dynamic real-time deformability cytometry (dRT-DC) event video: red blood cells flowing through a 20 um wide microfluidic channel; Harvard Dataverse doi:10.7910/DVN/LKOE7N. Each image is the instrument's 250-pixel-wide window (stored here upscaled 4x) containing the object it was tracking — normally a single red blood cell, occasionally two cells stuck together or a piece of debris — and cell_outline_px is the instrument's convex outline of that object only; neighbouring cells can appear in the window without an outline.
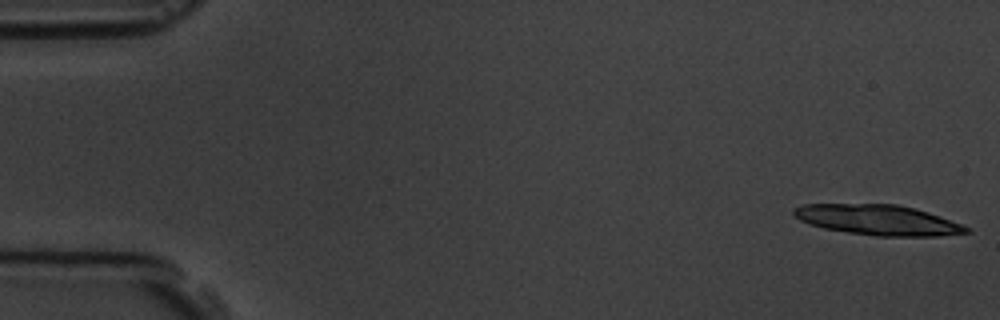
{"species": "common noctule bat (a hibernating species)", "species_latin": "Nyctalus noctula", "temperature_condition": "room temperature", "stored_images_in_passage": 7, "camera_frame_rate_fps": 3000, "um_per_image_px": 0.085, "animal": {"sex": "male", "body_mass_g": 19.5, "forearm_length_mm": 54.6}, "frame": {"image": 1, "passage_image": 1, "time_ms": 0.0, "image_size_px": [1000, 320], "cell_outline_px": [[972, 232], [936, 236], [876, 236], [848, 232], [824, 228], [808, 224], [792, 216], [792, 208], [800, 204], [896, 204], [916, 208], [940, 216], [972, 228]], "centroid_in_image_um": [74.61, 18.69], "position_along_channel_um": 10.4, "area_um2": 30.69}}
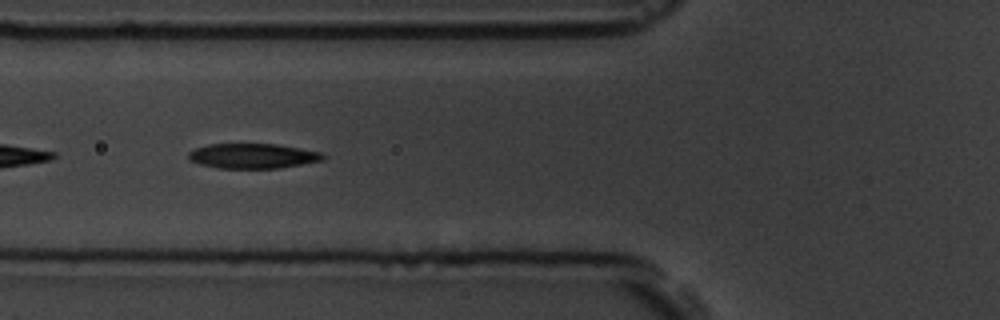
{"frame": {"image": 2, "passage_image": 6, "time_ms": 6.667, "image_size_px": [1000, 320], "cell_outline_px": [[328, 156], [324, 160], [280, 168], [216, 168], [200, 164], [188, 160], [188, 152], [196, 148], [208, 144], [276, 144], [300, 148], [320, 152]], "centroid_in_image_um": [21.49, 13.26], "position_along_channel_um": 104.3, "area_um2": 19.65}}
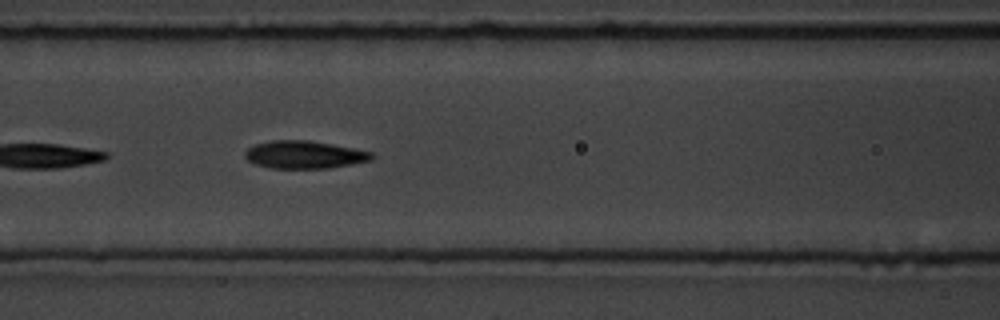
{"frame": {"image": 3, "passage_image": 7, "time_ms": 7.667, "image_size_px": [1000, 320], "cell_outline_px": [[376, 156], [372, 160], [352, 164], [328, 168], [272, 168], [256, 164], [248, 160], [244, 156], [244, 152], [248, 148], [256, 144], [272, 140], [308, 140], [332, 144], [372, 152]], "centroid_in_image_um": [25.88, 13.14], "position_along_channel_um": 140.7, "area_um2": 20.4}}